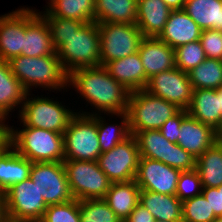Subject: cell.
<instances>
[{
    "label": "cell",
    "instance_id": "10",
    "mask_svg": "<svg viewBox=\"0 0 222 222\" xmlns=\"http://www.w3.org/2000/svg\"><path fill=\"white\" fill-rule=\"evenodd\" d=\"M98 30L101 66L137 53L144 38L136 24L102 23L98 24Z\"/></svg>",
    "mask_w": 222,
    "mask_h": 222
},
{
    "label": "cell",
    "instance_id": "45",
    "mask_svg": "<svg viewBox=\"0 0 222 222\" xmlns=\"http://www.w3.org/2000/svg\"><path fill=\"white\" fill-rule=\"evenodd\" d=\"M5 198L2 193H0V222H4L7 219Z\"/></svg>",
    "mask_w": 222,
    "mask_h": 222
},
{
    "label": "cell",
    "instance_id": "33",
    "mask_svg": "<svg viewBox=\"0 0 222 222\" xmlns=\"http://www.w3.org/2000/svg\"><path fill=\"white\" fill-rule=\"evenodd\" d=\"M188 77L193 90L222 88V61L206 58L188 72Z\"/></svg>",
    "mask_w": 222,
    "mask_h": 222
},
{
    "label": "cell",
    "instance_id": "39",
    "mask_svg": "<svg viewBox=\"0 0 222 222\" xmlns=\"http://www.w3.org/2000/svg\"><path fill=\"white\" fill-rule=\"evenodd\" d=\"M202 183L197 169L181 171L175 195L181 202L202 193Z\"/></svg>",
    "mask_w": 222,
    "mask_h": 222
},
{
    "label": "cell",
    "instance_id": "24",
    "mask_svg": "<svg viewBox=\"0 0 222 222\" xmlns=\"http://www.w3.org/2000/svg\"><path fill=\"white\" fill-rule=\"evenodd\" d=\"M26 91L10 71L8 62L0 59V119L6 120L10 112L22 107Z\"/></svg>",
    "mask_w": 222,
    "mask_h": 222
},
{
    "label": "cell",
    "instance_id": "43",
    "mask_svg": "<svg viewBox=\"0 0 222 222\" xmlns=\"http://www.w3.org/2000/svg\"><path fill=\"white\" fill-rule=\"evenodd\" d=\"M153 215L140 203L134 208L129 217L124 222H154Z\"/></svg>",
    "mask_w": 222,
    "mask_h": 222
},
{
    "label": "cell",
    "instance_id": "51",
    "mask_svg": "<svg viewBox=\"0 0 222 222\" xmlns=\"http://www.w3.org/2000/svg\"><path fill=\"white\" fill-rule=\"evenodd\" d=\"M154 222H169V221H164V220H155Z\"/></svg>",
    "mask_w": 222,
    "mask_h": 222
},
{
    "label": "cell",
    "instance_id": "41",
    "mask_svg": "<svg viewBox=\"0 0 222 222\" xmlns=\"http://www.w3.org/2000/svg\"><path fill=\"white\" fill-rule=\"evenodd\" d=\"M183 121V110L169 118L159 129L160 133L170 142L178 143L180 126Z\"/></svg>",
    "mask_w": 222,
    "mask_h": 222
},
{
    "label": "cell",
    "instance_id": "1",
    "mask_svg": "<svg viewBox=\"0 0 222 222\" xmlns=\"http://www.w3.org/2000/svg\"><path fill=\"white\" fill-rule=\"evenodd\" d=\"M70 86L80 94L79 97L84 98L90 106L97 109L95 110L97 113L83 110L82 112L76 110V113L83 115L104 113L113 117L127 112L130 92L110 76L104 66L75 69L68 74V88Z\"/></svg>",
    "mask_w": 222,
    "mask_h": 222
},
{
    "label": "cell",
    "instance_id": "34",
    "mask_svg": "<svg viewBox=\"0 0 222 222\" xmlns=\"http://www.w3.org/2000/svg\"><path fill=\"white\" fill-rule=\"evenodd\" d=\"M81 222H122L104 199L79 201Z\"/></svg>",
    "mask_w": 222,
    "mask_h": 222
},
{
    "label": "cell",
    "instance_id": "6",
    "mask_svg": "<svg viewBox=\"0 0 222 222\" xmlns=\"http://www.w3.org/2000/svg\"><path fill=\"white\" fill-rule=\"evenodd\" d=\"M64 160L97 161L101 154L97 114L76 113L63 133Z\"/></svg>",
    "mask_w": 222,
    "mask_h": 222
},
{
    "label": "cell",
    "instance_id": "16",
    "mask_svg": "<svg viewBox=\"0 0 222 222\" xmlns=\"http://www.w3.org/2000/svg\"><path fill=\"white\" fill-rule=\"evenodd\" d=\"M180 173L163 162L140 157L135 181L140 190L175 195Z\"/></svg>",
    "mask_w": 222,
    "mask_h": 222
},
{
    "label": "cell",
    "instance_id": "21",
    "mask_svg": "<svg viewBox=\"0 0 222 222\" xmlns=\"http://www.w3.org/2000/svg\"><path fill=\"white\" fill-rule=\"evenodd\" d=\"M171 12L163 0H137L136 26L144 37H158Z\"/></svg>",
    "mask_w": 222,
    "mask_h": 222
},
{
    "label": "cell",
    "instance_id": "4",
    "mask_svg": "<svg viewBox=\"0 0 222 222\" xmlns=\"http://www.w3.org/2000/svg\"><path fill=\"white\" fill-rule=\"evenodd\" d=\"M56 54L67 74L78 68L101 66L98 23H84L56 50Z\"/></svg>",
    "mask_w": 222,
    "mask_h": 222
},
{
    "label": "cell",
    "instance_id": "7",
    "mask_svg": "<svg viewBox=\"0 0 222 222\" xmlns=\"http://www.w3.org/2000/svg\"><path fill=\"white\" fill-rule=\"evenodd\" d=\"M30 95V93H26L20 108L18 114L20 125L22 123L26 127L41 128L63 134L76 112L62 105L57 99L52 98V100L50 97L42 95L30 98Z\"/></svg>",
    "mask_w": 222,
    "mask_h": 222
},
{
    "label": "cell",
    "instance_id": "36",
    "mask_svg": "<svg viewBox=\"0 0 222 222\" xmlns=\"http://www.w3.org/2000/svg\"><path fill=\"white\" fill-rule=\"evenodd\" d=\"M215 217L208 200L202 194L182 202V222H210Z\"/></svg>",
    "mask_w": 222,
    "mask_h": 222
},
{
    "label": "cell",
    "instance_id": "19",
    "mask_svg": "<svg viewBox=\"0 0 222 222\" xmlns=\"http://www.w3.org/2000/svg\"><path fill=\"white\" fill-rule=\"evenodd\" d=\"M201 29L183 10H172L163 31L157 37L173 49L200 40Z\"/></svg>",
    "mask_w": 222,
    "mask_h": 222
},
{
    "label": "cell",
    "instance_id": "12",
    "mask_svg": "<svg viewBox=\"0 0 222 222\" xmlns=\"http://www.w3.org/2000/svg\"><path fill=\"white\" fill-rule=\"evenodd\" d=\"M30 178L47 206L74 199L68 184L63 162H34Z\"/></svg>",
    "mask_w": 222,
    "mask_h": 222
},
{
    "label": "cell",
    "instance_id": "40",
    "mask_svg": "<svg viewBox=\"0 0 222 222\" xmlns=\"http://www.w3.org/2000/svg\"><path fill=\"white\" fill-rule=\"evenodd\" d=\"M200 42L206 58L222 61V31L214 29L202 30Z\"/></svg>",
    "mask_w": 222,
    "mask_h": 222
},
{
    "label": "cell",
    "instance_id": "26",
    "mask_svg": "<svg viewBox=\"0 0 222 222\" xmlns=\"http://www.w3.org/2000/svg\"><path fill=\"white\" fill-rule=\"evenodd\" d=\"M140 188L135 179L127 182H113L104 200L116 216L124 222L139 203Z\"/></svg>",
    "mask_w": 222,
    "mask_h": 222
},
{
    "label": "cell",
    "instance_id": "38",
    "mask_svg": "<svg viewBox=\"0 0 222 222\" xmlns=\"http://www.w3.org/2000/svg\"><path fill=\"white\" fill-rule=\"evenodd\" d=\"M40 222H81L79 201L72 199L69 202L48 206Z\"/></svg>",
    "mask_w": 222,
    "mask_h": 222
},
{
    "label": "cell",
    "instance_id": "13",
    "mask_svg": "<svg viewBox=\"0 0 222 222\" xmlns=\"http://www.w3.org/2000/svg\"><path fill=\"white\" fill-rule=\"evenodd\" d=\"M139 158L136 140L131 135L110 151L101 153L97 162L112 183L127 182L136 178Z\"/></svg>",
    "mask_w": 222,
    "mask_h": 222
},
{
    "label": "cell",
    "instance_id": "44",
    "mask_svg": "<svg viewBox=\"0 0 222 222\" xmlns=\"http://www.w3.org/2000/svg\"><path fill=\"white\" fill-rule=\"evenodd\" d=\"M171 10H181L184 8L186 0H163Z\"/></svg>",
    "mask_w": 222,
    "mask_h": 222
},
{
    "label": "cell",
    "instance_id": "27",
    "mask_svg": "<svg viewBox=\"0 0 222 222\" xmlns=\"http://www.w3.org/2000/svg\"><path fill=\"white\" fill-rule=\"evenodd\" d=\"M137 0H95V22L136 24Z\"/></svg>",
    "mask_w": 222,
    "mask_h": 222
},
{
    "label": "cell",
    "instance_id": "29",
    "mask_svg": "<svg viewBox=\"0 0 222 222\" xmlns=\"http://www.w3.org/2000/svg\"><path fill=\"white\" fill-rule=\"evenodd\" d=\"M41 16L69 18L85 23L95 21V0H48Z\"/></svg>",
    "mask_w": 222,
    "mask_h": 222
},
{
    "label": "cell",
    "instance_id": "23",
    "mask_svg": "<svg viewBox=\"0 0 222 222\" xmlns=\"http://www.w3.org/2000/svg\"><path fill=\"white\" fill-rule=\"evenodd\" d=\"M187 113L215 130L219 126L222 117L218 89L193 90Z\"/></svg>",
    "mask_w": 222,
    "mask_h": 222
},
{
    "label": "cell",
    "instance_id": "5",
    "mask_svg": "<svg viewBox=\"0 0 222 222\" xmlns=\"http://www.w3.org/2000/svg\"><path fill=\"white\" fill-rule=\"evenodd\" d=\"M181 109L175 104L150 94L145 89L132 91L128 97L127 114L130 132L159 130Z\"/></svg>",
    "mask_w": 222,
    "mask_h": 222
},
{
    "label": "cell",
    "instance_id": "9",
    "mask_svg": "<svg viewBox=\"0 0 222 222\" xmlns=\"http://www.w3.org/2000/svg\"><path fill=\"white\" fill-rule=\"evenodd\" d=\"M130 133L136 140L140 157L158 160L180 171L196 168V158L177 143L167 140L159 130Z\"/></svg>",
    "mask_w": 222,
    "mask_h": 222
},
{
    "label": "cell",
    "instance_id": "18",
    "mask_svg": "<svg viewBox=\"0 0 222 222\" xmlns=\"http://www.w3.org/2000/svg\"><path fill=\"white\" fill-rule=\"evenodd\" d=\"M138 53L148 79L176 67L174 49L157 37H144L140 42Z\"/></svg>",
    "mask_w": 222,
    "mask_h": 222
},
{
    "label": "cell",
    "instance_id": "28",
    "mask_svg": "<svg viewBox=\"0 0 222 222\" xmlns=\"http://www.w3.org/2000/svg\"><path fill=\"white\" fill-rule=\"evenodd\" d=\"M32 162L10 147L0 157V193L30 178Z\"/></svg>",
    "mask_w": 222,
    "mask_h": 222
},
{
    "label": "cell",
    "instance_id": "15",
    "mask_svg": "<svg viewBox=\"0 0 222 222\" xmlns=\"http://www.w3.org/2000/svg\"><path fill=\"white\" fill-rule=\"evenodd\" d=\"M26 6L0 16V59L22 55L25 27L38 15Z\"/></svg>",
    "mask_w": 222,
    "mask_h": 222
},
{
    "label": "cell",
    "instance_id": "11",
    "mask_svg": "<svg viewBox=\"0 0 222 222\" xmlns=\"http://www.w3.org/2000/svg\"><path fill=\"white\" fill-rule=\"evenodd\" d=\"M3 195L11 220L40 222L48 207L31 178L11 186Z\"/></svg>",
    "mask_w": 222,
    "mask_h": 222
},
{
    "label": "cell",
    "instance_id": "46",
    "mask_svg": "<svg viewBox=\"0 0 222 222\" xmlns=\"http://www.w3.org/2000/svg\"><path fill=\"white\" fill-rule=\"evenodd\" d=\"M11 147L9 138L6 136L1 142H0V157Z\"/></svg>",
    "mask_w": 222,
    "mask_h": 222
},
{
    "label": "cell",
    "instance_id": "47",
    "mask_svg": "<svg viewBox=\"0 0 222 222\" xmlns=\"http://www.w3.org/2000/svg\"><path fill=\"white\" fill-rule=\"evenodd\" d=\"M215 134L218 140H222V117L219 126L215 129Z\"/></svg>",
    "mask_w": 222,
    "mask_h": 222
},
{
    "label": "cell",
    "instance_id": "30",
    "mask_svg": "<svg viewBox=\"0 0 222 222\" xmlns=\"http://www.w3.org/2000/svg\"><path fill=\"white\" fill-rule=\"evenodd\" d=\"M183 10L201 30L222 31V0H186Z\"/></svg>",
    "mask_w": 222,
    "mask_h": 222
},
{
    "label": "cell",
    "instance_id": "31",
    "mask_svg": "<svg viewBox=\"0 0 222 222\" xmlns=\"http://www.w3.org/2000/svg\"><path fill=\"white\" fill-rule=\"evenodd\" d=\"M202 187L222 185V140L215 142L196 159Z\"/></svg>",
    "mask_w": 222,
    "mask_h": 222
},
{
    "label": "cell",
    "instance_id": "49",
    "mask_svg": "<svg viewBox=\"0 0 222 222\" xmlns=\"http://www.w3.org/2000/svg\"><path fill=\"white\" fill-rule=\"evenodd\" d=\"M210 222H222V217H215L213 220Z\"/></svg>",
    "mask_w": 222,
    "mask_h": 222
},
{
    "label": "cell",
    "instance_id": "48",
    "mask_svg": "<svg viewBox=\"0 0 222 222\" xmlns=\"http://www.w3.org/2000/svg\"><path fill=\"white\" fill-rule=\"evenodd\" d=\"M218 97H220V112L222 114V88H218Z\"/></svg>",
    "mask_w": 222,
    "mask_h": 222
},
{
    "label": "cell",
    "instance_id": "8",
    "mask_svg": "<svg viewBox=\"0 0 222 222\" xmlns=\"http://www.w3.org/2000/svg\"><path fill=\"white\" fill-rule=\"evenodd\" d=\"M69 188L74 199H104L111 181L97 161L63 160Z\"/></svg>",
    "mask_w": 222,
    "mask_h": 222
},
{
    "label": "cell",
    "instance_id": "37",
    "mask_svg": "<svg viewBox=\"0 0 222 222\" xmlns=\"http://www.w3.org/2000/svg\"><path fill=\"white\" fill-rule=\"evenodd\" d=\"M50 29L55 50L63 45L67 38L75 33L85 22L56 16H42Z\"/></svg>",
    "mask_w": 222,
    "mask_h": 222
},
{
    "label": "cell",
    "instance_id": "20",
    "mask_svg": "<svg viewBox=\"0 0 222 222\" xmlns=\"http://www.w3.org/2000/svg\"><path fill=\"white\" fill-rule=\"evenodd\" d=\"M109 75L121 83L129 92L143 90L149 79L145 75L139 53L108 62L104 65Z\"/></svg>",
    "mask_w": 222,
    "mask_h": 222
},
{
    "label": "cell",
    "instance_id": "25",
    "mask_svg": "<svg viewBox=\"0 0 222 222\" xmlns=\"http://www.w3.org/2000/svg\"><path fill=\"white\" fill-rule=\"evenodd\" d=\"M139 203L150 211L155 220L182 222V202L176 195L140 190Z\"/></svg>",
    "mask_w": 222,
    "mask_h": 222
},
{
    "label": "cell",
    "instance_id": "50",
    "mask_svg": "<svg viewBox=\"0 0 222 222\" xmlns=\"http://www.w3.org/2000/svg\"><path fill=\"white\" fill-rule=\"evenodd\" d=\"M4 222H20V221L11 220V219L7 218Z\"/></svg>",
    "mask_w": 222,
    "mask_h": 222
},
{
    "label": "cell",
    "instance_id": "14",
    "mask_svg": "<svg viewBox=\"0 0 222 222\" xmlns=\"http://www.w3.org/2000/svg\"><path fill=\"white\" fill-rule=\"evenodd\" d=\"M145 90L175 104L181 110L188 109L193 92L188 73L177 67L153 75Z\"/></svg>",
    "mask_w": 222,
    "mask_h": 222
},
{
    "label": "cell",
    "instance_id": "17",
    "mask_svg": "<svg viewBox=\"0 0 222 222\" xmlns=\"http://www.w3.org/2000/svg\"><path fill=\"white\" fill-rule=\"evenodd\" d=\"M180 131L177 144L196 159L218 141L215 130L190 116L187 110H183Z\"/></svg>",
    "mask_w": 222,
    "mask_h": 222
},
{
    "label": "cell",
    "instance_id": "2",
    "mask_svg": "<svg viewBox=\"0 0 222 222\" xmlns=\"http://www.w3.org/2000/svg\"><path fill=\"white\" fill-rule=\"evenodd\" d=\"M10 71L20 81L27 93L33 87L61 92L68 87V74L57 55L41 57L15 56L8 61ZM66 87V88H65Z\"/></svg>",
    "mask_w": 222,
    "mask_h": 222
},
{
    "label": "cell",
    "instance_id": "3",
    "mask_svg": "<svg viewBox=\"0 0 222 222\" xmlns=\"http://www.w3.org/2000/svg\"><path fill=\"white\" fill-rule=\"evenodd\" d=\"M7 124L6 136L11 147L21 156L34 162H63V134L41 128L22 126L14 129ZM24 127V128H23Z\"/></svg>",
    "mask_w": 222,
    "mask_h": 222
},
{
    "label": "cell",
    "instance_id": "42",
    "mask_svg": "<svg viewBox=\"0 0 222 222\" xmlns=\"http://www.w3.org/2000/svg\"><path fill=\"white\" fill-rule=\"evenodd\" d=\"M208 200L216 217H222V185L219 187H203L201 193Z\"/></svg>",
    "mask_w": 222,
    "mask_h": 222
},
{
    "label": "cell",
    "instance_id": "32",
    "mask_svg": "<svg viewBox=\"0 0 222 222\" xmlns=\"http://www.w3.org/2000/svg\"><path fill=\"white\" fill-rule=\"evenodd\" d=\"M116 116L121 118L119 124L108 123L105 116L102 117L97 114V130L101 153L110 151L131 136L127 112L116 114Z\"/></svg>",
    "mask_w": 222,
    "mask_h": 222
},
{
    "label": "cell",
    "instance_id": "35",
    "mask_svg": "<svg viewBox=\"0 0 222 222\" xmlns=\"http://www.w3.org/2000/svg\"><path fill=\"white\" fill-rule=\"evenodd\" d=\"M176 67L183 72H190L206 59L200 40L183 44L174 49Z\"/></svg>",
    "mask_w": 222,
    "mask_h": 222
},
{
    "label": "cell",
    "instance_id": "22",
    "mask_svg": "<svg viewBox=\"0 0 222 222\" xmlns=\"http://www.w3.org/2000/svg\"><path fill=\"white\" fill-rule=\"evenodd\" d=\"M22 55L28 57L57 55L49 26L40 14L25 27Z\"/></svg>",
    "mask_w": 222,
    "mask_h": 222
}]
</instances>
